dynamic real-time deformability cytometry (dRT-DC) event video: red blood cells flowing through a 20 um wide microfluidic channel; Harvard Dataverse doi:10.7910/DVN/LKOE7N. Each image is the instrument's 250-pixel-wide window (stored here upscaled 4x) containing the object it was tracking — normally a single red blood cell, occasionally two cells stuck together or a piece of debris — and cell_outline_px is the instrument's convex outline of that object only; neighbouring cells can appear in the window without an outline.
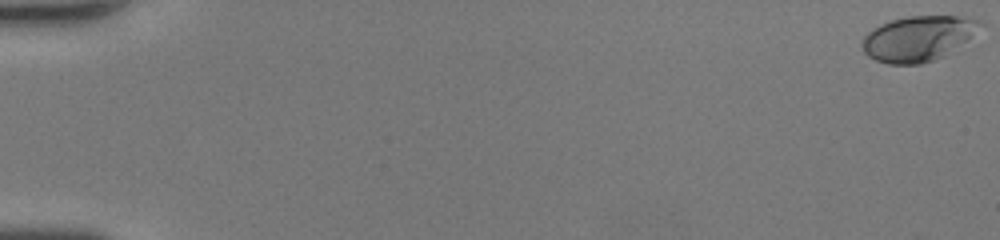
{"species": "human", "species_latin": "Homo sapiens", "temperature_condition": "room temperature", "stored_images_in_passage": 49, "camera_frame_rate_fps": 3000, "um_per_image_px": 0.085, "donor": {"sex": "female"}, "frame": {"image": 1, "passage_image": 1, "time_ms": 0.0, "image_size_px": [1000, 240], "cell_outline_px": [[976, 24], [968, 36], [964, 40], [944, 56], [920, 64], [888, 64], [876, 60], [868, 56], [864, 52], [860, 44], [860, 40], [872, 28], [880, 24], [892, 20], [908, 16], [956, 16], [976, 20]], "centroid_in_image_um": [77.85, 3.29], "position_along_channel_um": 7.2, "area_um2": 30.06}}
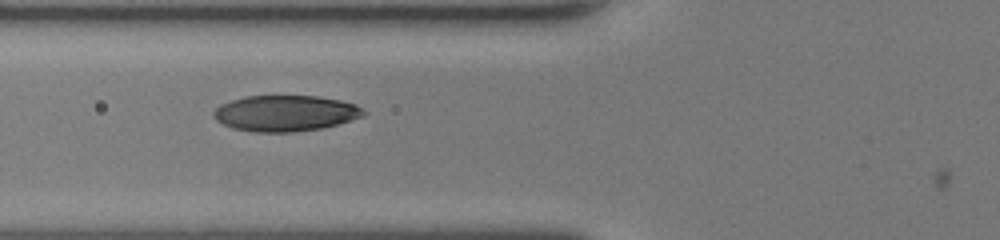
{"frame": {"image": 2, "passage_image": 21, "time_ms": 6.667, "image_size_px": [1000, 240], "cell_outline_px": [[368, 112], [364, 116], [324, 128], [292, 132], [252, 132], [232, 128], [216, 120], [212, 116], [212, 112], [220, 104], [244, 96], [316, 96], [340, 100], [356, 104]], "centroid_in_image_um": [24.26, 9.63], "position_along_channel_um": 101.5, "area_um2": 31.62}}
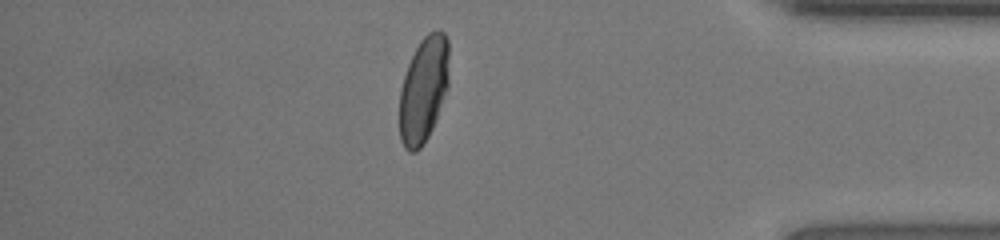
{"frame": {"image": 3, "passage_image": 43, "time_ms": 14.0, "image_size_px": [1000, 240], "cell_outline_px": [[448, 88], [436, 120], [428, 136], [420, 148], [416, 152], [408, 152], [404, 148], [400, 140], [400, 88], [408, 64], [420, 40], [428, 32], [436, 28], [440, 28], [444, 32], [448, 40]], "centroid_in_image_um": [36.01, 7.6], "position_along_channel_um": 399.2, "area_um2": 30.81}, "authors_computed_cell_mechanics": {"area_um2": 31.3854, "velocity_mm_per_s": 4.4479, "shape_relaxation_time_tau1_ms": 3.7137, "shape_relaxation_time_tau2_ms": 0.6332, "deformation_change_tau1": 0.1815, "deformation_change_tau2": 0.0416}}